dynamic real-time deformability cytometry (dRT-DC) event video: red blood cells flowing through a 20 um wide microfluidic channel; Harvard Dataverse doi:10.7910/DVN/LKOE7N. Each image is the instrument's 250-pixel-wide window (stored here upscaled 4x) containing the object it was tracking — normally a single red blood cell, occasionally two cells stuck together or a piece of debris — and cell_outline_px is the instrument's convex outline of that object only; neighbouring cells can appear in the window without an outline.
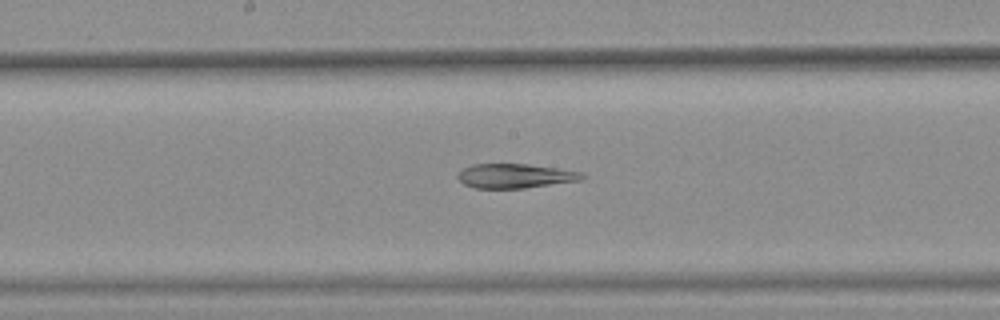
{"species": "common noctule bat (a hibernating species)", "species_latin": "Nyctalus noctula", "temperature_condition": "warm", "stored_images_in_passage": 45, "segment_of_instrument_passage": [2, 2], "camera_frame_rate_fps": 3000, "um_per_image_px": 0.085, "animal": {"sex": "female", "body_mass_g": 25.1}, "frame": {"image": 1, "passage_image": 26, "time_ms": 8.333, "image_size_px": [1000, 320], "cell_outline_px": [[584, 180], [524, 188], [476, 188], [464, 184], [456, 176], [464, 168], [472, 164], [528, 164], [560, 168], [580, 172], [584, 176]], "centroid_in_image_um": [43.81, 14.95], "position_along_channel_um": 204.4, "area_um2": 17.63}}
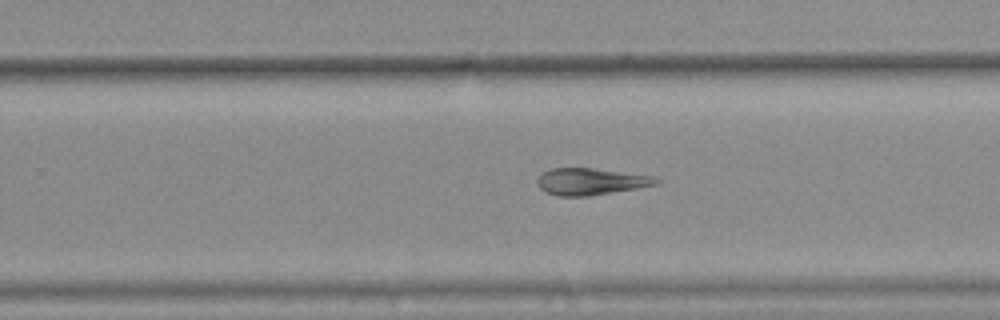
{"frame": {"image": 2, "passage_image": 32, "time_ms": 10.333, "image_size_px": [1000, 320], "cell_outline_px": [[660, 184], [588, 196], [560, 196], [544, 192], [536, 184], [536, 180], [544, 172], [552, 168], [592, 168], [652, 176], [660, 180]], "centroid_in_image_um": [50.18, 15.43], "position_along_channel_um": 279.6, "area_um2": 18.38}}
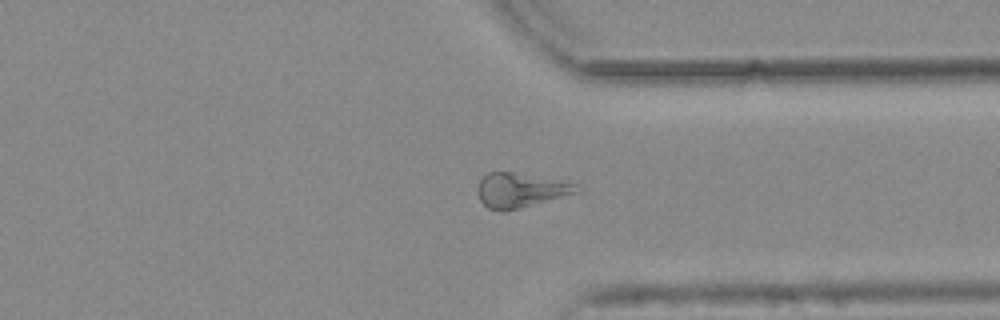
{"frame": {"image": 3, "passage_image": 39, "time_ms": 12.667, "image_size_px": [1000, 320], "cell_outline_px": [[580, 192], [516, 208], [488, 208], [480, 200], [476, 192], [476, 188], [480, 180], [488, 172], [512, 172], [576, 184]], "centroid_in_image_um": [44.19, 16.13], "position_along_channel_um": 367.2, "area_um2": 18.96}}